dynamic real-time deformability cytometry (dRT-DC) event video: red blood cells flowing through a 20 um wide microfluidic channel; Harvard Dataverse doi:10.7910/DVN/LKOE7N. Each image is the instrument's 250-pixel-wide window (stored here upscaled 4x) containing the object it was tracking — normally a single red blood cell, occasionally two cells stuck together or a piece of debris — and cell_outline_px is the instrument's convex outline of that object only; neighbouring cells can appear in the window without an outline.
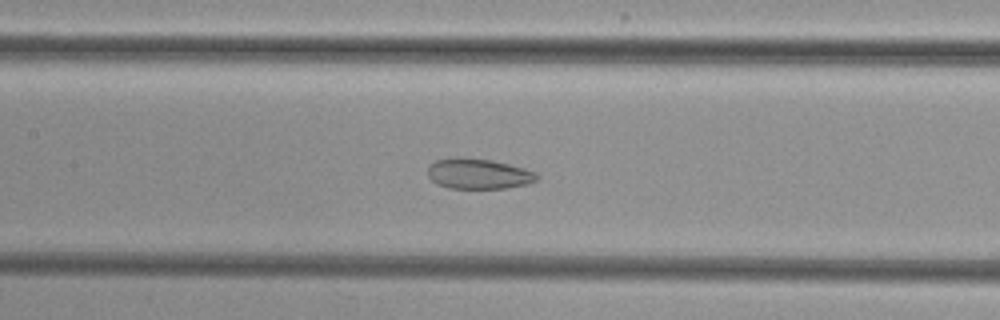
{"species": "common noctule bat (a hibernating species)", "species_latin": "Nyctalus noctula", "temperature_condition": "cold", "stored_images_in_passage": 54, "camera_frame_rate_fps": 3000, "um_per_image_px": 0.085, "animal": {"sex": "female", "body_mass_g": 29.2, "forearm_length_mm": 56.3}, "frame": {"image": 1, "passage_image": 26, "time_ms": 8.333, "image_size_px": [1000, 320], "cell_outline_px": [[540, 180], [528, 184], [508, 188], [448, 188], [436, 184], [428, 176], [428, 164], [436, 160], [452, 156], [460, 156], [492, 160], [524, 168], [536, 172], [540, 176]], "centroid_in_image_um": [40.67, 14.76], "position_along_channel_um": 166.7, "area_um2": 19.83}}
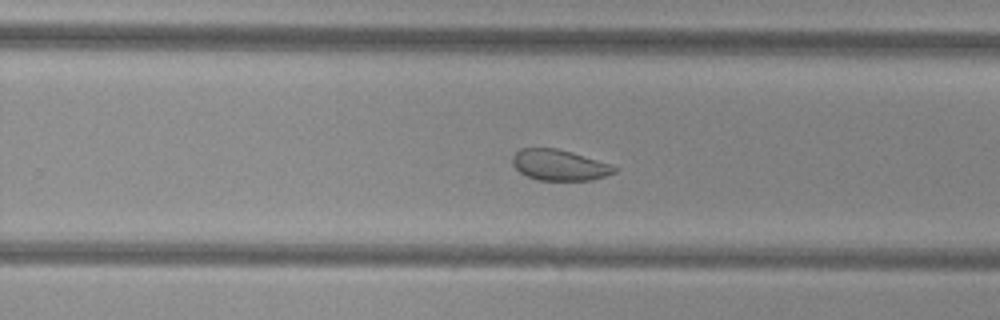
{"frame": {"image": 2, "passage_image": 35, "time_ms": 11.333, "image_size_px": [1000, 320], "cell_outline_px": [[620, 168], [616, 172], [592, 180], [536, 180], [520, 172], [512, 164], [512, 156], [520, 148], [556, 148], [572, 152]], "centroid_in_image_um": [47.52, 14.03], "position_along_channel_um": 282.3, "area_um2": 18.21}}
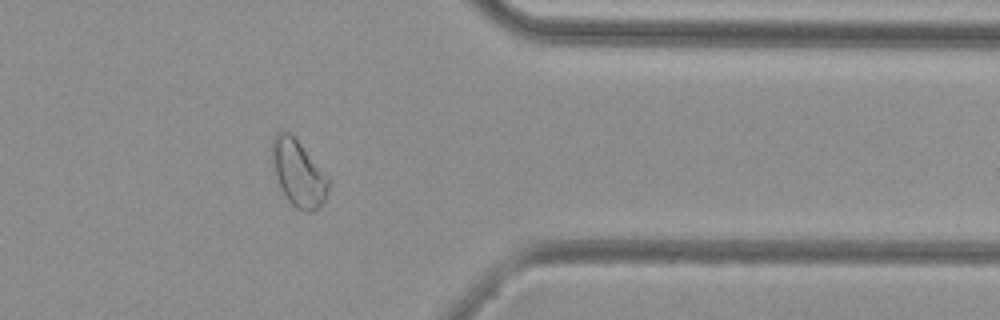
{"frame": {"image": 3, "passage_image": 44, "time_ms": 14.333, "image_size_px": [1000, 320], "cell_outline_px": [[332, 180], [324, 200], [312, 212], [304, 212], [296, 208], [288, 200], [280, 188], [276, 176], [272, 160], [272, 136], [284, 128], [300, 144]], "centroid_in_image_um": [25.36, 14.72], "position_along_channel_um": 386.0, "area_um2": 21.73}}